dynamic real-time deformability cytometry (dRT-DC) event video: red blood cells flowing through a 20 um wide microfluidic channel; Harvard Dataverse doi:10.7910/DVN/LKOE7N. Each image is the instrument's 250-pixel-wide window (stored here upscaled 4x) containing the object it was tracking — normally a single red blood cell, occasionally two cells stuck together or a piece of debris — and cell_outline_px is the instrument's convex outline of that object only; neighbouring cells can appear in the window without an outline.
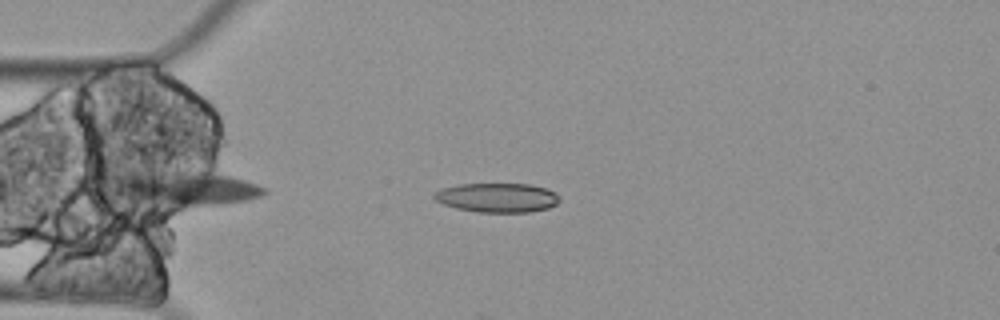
{"species": "Egyptian fruit bat (a non-hibernating species)", "species_latin": "Rousettus aegyptiacus", "temperature_condition": "cold", "stored_images_in_passage": 7, "camera_frame_rate_fps": 3000, "um_per_image_px": 0.085, "animal": {"sex": "female"}, "frame": {"image": 1, "passage_image": 5, "time_ms": 1.333, "image_size_px": [1000, 320], "cell_outline_px": [[560, 200], [556, 204], [548, 208], [528, 212], [476, 212], [456, 208], [444, 204], [436, 200], [432, 196], [436, 192], [444, 188], [460, 184], [532, 184], [548, 188], [556, 192], [560, 196]], "centroid_in_image_um": [42.32, 16.8], "position_along_channel_um": 42.7, "area_um2": 21.44}}